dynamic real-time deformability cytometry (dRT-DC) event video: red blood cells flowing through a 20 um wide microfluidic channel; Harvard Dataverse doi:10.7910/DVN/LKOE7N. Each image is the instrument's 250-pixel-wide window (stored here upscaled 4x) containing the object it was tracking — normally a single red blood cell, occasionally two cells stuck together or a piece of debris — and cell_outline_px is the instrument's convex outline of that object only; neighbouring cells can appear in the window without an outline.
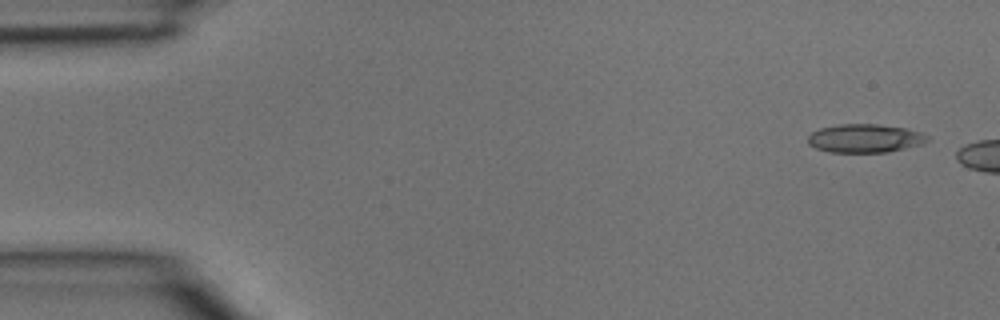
{"species": "common noctule bat (a hibernating species)", "species_latin": "Nyctalus noctula", "temperature_condition": "room temperature", "stored_images_in_passage": 3, "camera_frame_rate_fps": 3000, "um_per_image_px": 0.085, "animal": {"sex": "male", "body_mass_g": 15.6}, "frame": {"image": 1, "passage_image": 1, "time_ms": 0.0, "image_size_px": [1000, 320], "cell_outline_px": [[928, 140], [924, 144], [888, 152], [828, 152], [816, 148], [808, 144], [808, 136], [812, 132], [820, 128], [840, 124], [876, 124], [904, 128], [920, 132], [928, 136]], "centroid_in_image_um": [73.51, 11.76], "position_along_channel_um": 11.5, "area_um2": 19.83}}